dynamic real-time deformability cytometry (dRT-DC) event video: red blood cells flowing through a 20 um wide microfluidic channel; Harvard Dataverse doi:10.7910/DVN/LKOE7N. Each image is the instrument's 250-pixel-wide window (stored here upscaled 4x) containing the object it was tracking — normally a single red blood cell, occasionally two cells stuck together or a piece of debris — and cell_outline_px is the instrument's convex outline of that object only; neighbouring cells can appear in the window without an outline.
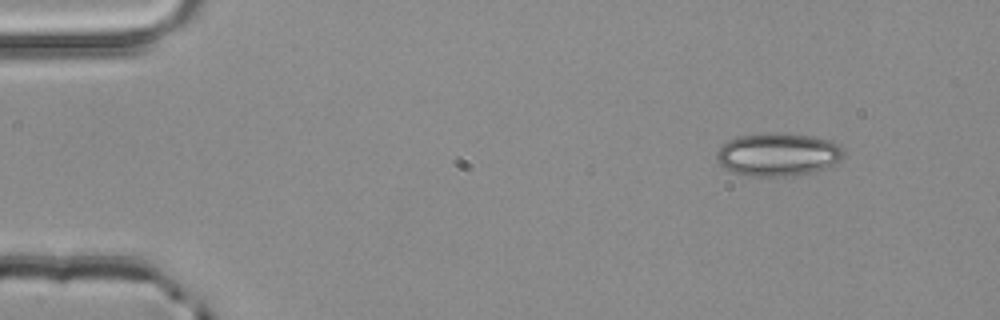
{"species": "common noctule bat (a hibernating species)", "species_latin": "Nyctalus noctula", "temperature_condition": "room temperature", "stored_images_in_passage": 3, "camera_frame_rate_fps": 3000, "um_per_image_px": 0.085, "animal": {"sex": "male", "body_mass_g": 20.4}, "frame": {"image": 1, "passage_image": 1, "time_ms": 0.0, "image_size_px": [1000, 320], "cell_outline_px": [[844, 152], [840, 160], [832, 168], [812, 172], [784, 176], [748, 176], [732, 172], [724, 168], [716, 160], [716, 152], [728, 140], [736, 136], [760, 132], [780, 132], [812, 136], [832, 140], [840, 144]], "centroid_in_image_um": [66.15, 13.11], "position_along_channel_um": 18.9, "area_um2": 32.6}}